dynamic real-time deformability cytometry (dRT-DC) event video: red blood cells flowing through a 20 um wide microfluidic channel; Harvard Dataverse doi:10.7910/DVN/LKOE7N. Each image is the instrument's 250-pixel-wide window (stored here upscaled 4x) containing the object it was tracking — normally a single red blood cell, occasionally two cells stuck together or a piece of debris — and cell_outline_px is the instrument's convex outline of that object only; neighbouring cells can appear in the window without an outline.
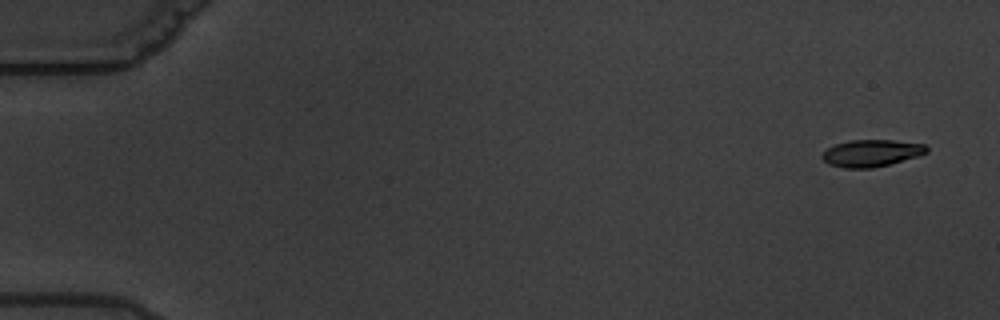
{"species": "common noctule bat (a hibernating species)", "species_latin": "Nyctalus noctula", "temperature_condition": "warm", "stored_images_in_passage": 5, "camera_frame_rate_fps": 3000, "um_per_image_px": 0.085, "animal": {"sex": "male", "body_mass_g": 19.5, "forearm_length_mm": 54.6}, "frame": {"image": 1, "passage_image": 1, "time_ms": 0.0, "image_size_px": [1000, 320], "cell_outline_px": [[928, 152], [916, 156], [888, 164], [872, 168], [844, 168], [828, 164], [820, 156], [828, 148], [836, 144], [848, 140], [892, 140], [924, 144], [928, 148]], "centroid_in_image_um": [74.04, 13.01], "position_along_channel_um": 11.0, "area_um2": 16.24}}
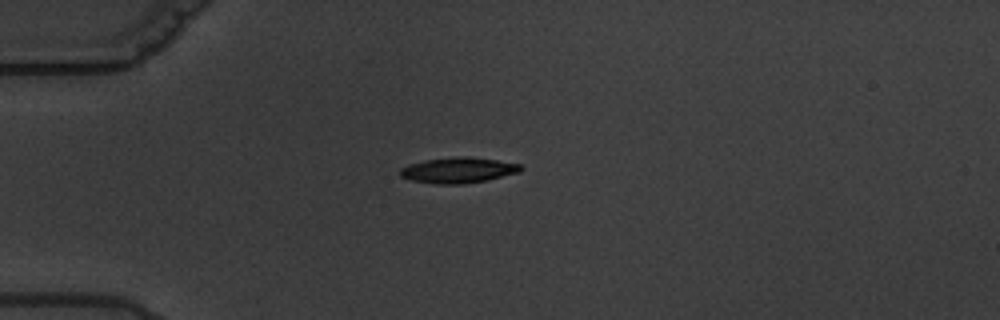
{"frame": {"image": 2, "passage_image": 5, "time_ms": 4.667, "image_size_px": [1000, 320], "cell_outline_px": [[524, 168], [520, 172], [488, 180], [464, 184], [436, 184], [412, 180], [400, 176], [400, 168], [408, 164], [424, 160], [456, 156], [468, 156], [496, 160], [520, 164]], "centroid_in_image_um": [38.96, 14.46], "position_along_channel_um": 46.0, "area_um2": 18.15}}